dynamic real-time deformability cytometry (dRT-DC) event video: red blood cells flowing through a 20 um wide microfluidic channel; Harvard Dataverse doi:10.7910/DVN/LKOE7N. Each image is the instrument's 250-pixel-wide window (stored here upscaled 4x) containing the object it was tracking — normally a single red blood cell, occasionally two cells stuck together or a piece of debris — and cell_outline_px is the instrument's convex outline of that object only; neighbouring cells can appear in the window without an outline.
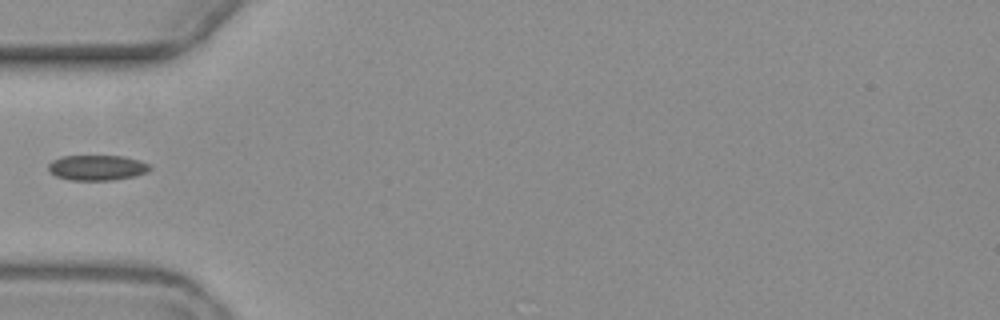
{"species": "common noctule bat (a hibernating species)", "species_latin": "Nyctalus noctula", "temperature_condition": "warm", "stored_images_in_passage": 5, "camera_frame_rate_fps": 3000, "um_per_image_px": 0.085, "animal": {"sex": "female", "body_mass_g": 19.3, "forearm_length_mm": 54.1}, "frame": {"image": 1, "passage_image": 5, "time_ms": 5.667, "image_size_px": [1000, 320], "cell_outline_px": [[152, 168], [148, 172], [136, 176], [112, 180], [68, 180], [56, 176], [48, 172], [48, 164], [52, 160], [60, 156], [124, 156], [140, 160], [148, 164]], "centroid_in_image_um": [8.24, 14.25], "position_along_channel_um": 76.8, "area_um2": 15.2}}